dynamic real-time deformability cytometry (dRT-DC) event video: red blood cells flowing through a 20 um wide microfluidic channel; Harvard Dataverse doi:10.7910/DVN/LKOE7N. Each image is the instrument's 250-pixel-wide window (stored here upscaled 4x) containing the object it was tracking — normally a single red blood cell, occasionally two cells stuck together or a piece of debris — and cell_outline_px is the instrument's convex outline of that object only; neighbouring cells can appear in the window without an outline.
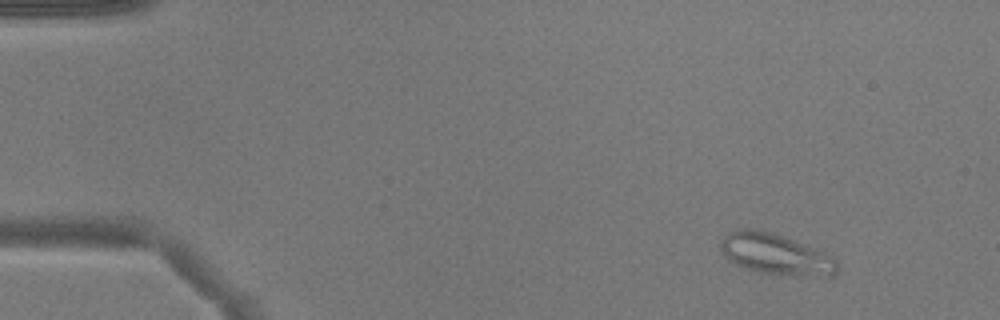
{"species": "common noctule bat (a hibernating species)", "species_latin": "Nyctalus noctula", "temperature_condition": "warm", "stored_images_in_passage": 52, "camera_frame_rate_fps": 3000, "um_per_image_px": 0.085, "animal": {"sex": "male", "body_mass_g": 17.9}, "frame": {"image": 1, "passage_image": 6, "time_ms": 1.667, "image_size_px": [1000, 320], "cell_outline_px": [[836, 272], [832, 276], [816, 276], [760, 272], [744, 268], [728, 260], [724, 256], [720, 248], [720, 240], [728, 232], [736, 228], [756, 228], [772, 232], [804, 244], [824, 252], [832, 256], [836, 260]], "centroid_in_image_um": [65.86, 21.57], "position_along_channel_um": 19.1, "area_um2": 27.69}}
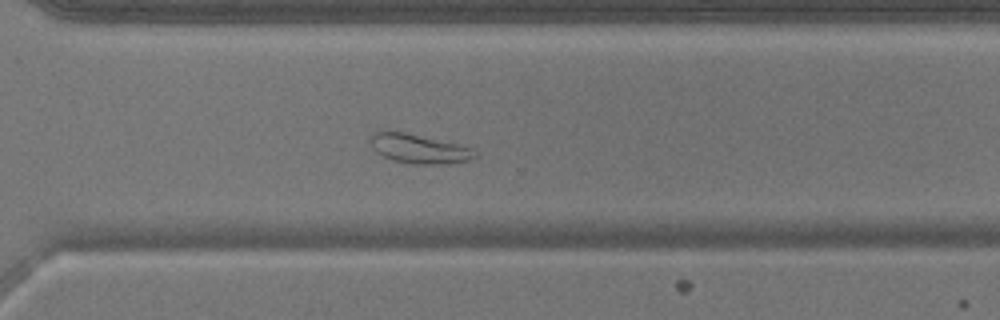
{"frame": {"image": 2, "passage_image": 38, "time_ms": 12.333, "image_size_px": [1000, 320], "cell_outline_px": [[480, 156], [472, 160], [448, 164], [412, 164], [392, 160], [376, 152], [372, 148], [372, 136], [376, 132], [388, 128], [456, 144], [472, 148], [480, 152]], "centroid_in_image_um": [35.66, 12.64], "position_along_channel_um": 334.9, "area_um2": 18.15}}
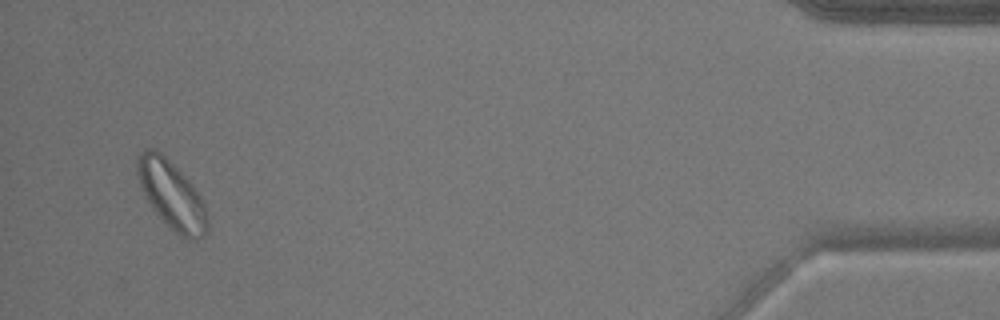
{"frame": {"image": 3, "passage_image": 50, "time_ms": 16.333, "image_size_px": [1000, 320], "cell_outline_px": [[208, 232], [196, 240], [188, 240], [176, 232], [152, 208], [144, 196], [136, 172], [136, 156], [144, 148], [156, 148], [192, 184], [204, 204], [208, 220]], "centroid_in_image_um": [14.56, 16.55], "position_along_channel_um": 420.6, "area_um2": 27.51}}